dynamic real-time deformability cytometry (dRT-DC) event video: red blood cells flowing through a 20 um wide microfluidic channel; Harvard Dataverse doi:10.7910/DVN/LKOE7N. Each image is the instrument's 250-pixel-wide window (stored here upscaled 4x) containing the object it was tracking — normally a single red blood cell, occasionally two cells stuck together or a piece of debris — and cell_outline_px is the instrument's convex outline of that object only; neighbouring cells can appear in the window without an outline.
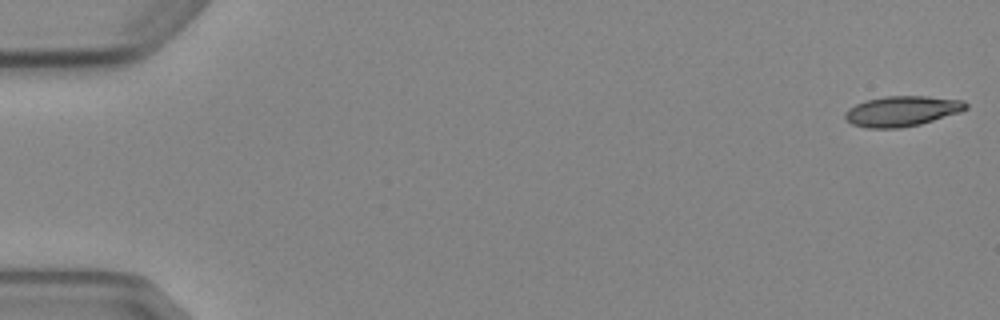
{"species": "Egyptian fruit bat (a non-hibernating species)", "species_latin": "Rousettus aegyptiacus", "temperature_condition": "cold", "stored_images_in_passage": 7, "camera_frame_rate_fps": 3000, "um_per_image_px": 0.085, "animal": {"sex": "female"}, "frame": {"image": 1, "passage_image": 1, "time_ms": 0.0, "image_size_px": [1000, 320], "cell_outline_px": [[968, 108], [960, 112], [920, 124], [900, 128], [868, 128], [852, 124], [844, 116], [844, 112], [848, 108], [856, 104], [868, 100], [888, 96], [928, 96], [964, 100], [968, 104]], "centroid_in_image_um": [76.69, 9.44], "position_along_channel_um": 8.3, "area_um2": 21.27}}
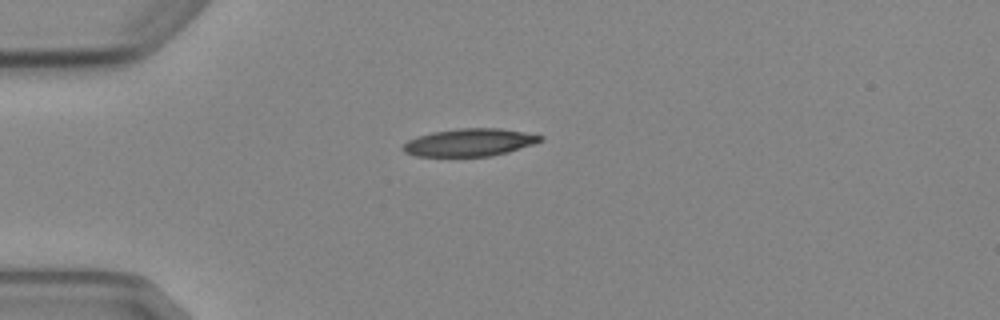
{"frame": {"image": 2, "passage_image": 4, "time_ms": 4.333, "image_size_px": [1000, 320], "cell_outline_px": [[544, 136], [540, 140], [532, 144], [508, 152], [492, 156], [416, 156], [404, 152], [400, 148], [408, 140], [416, 136], [432, 132], [456, 128], [500, 128], [524, 132]], "centroid_in_image_um": [39.86, 12.1], "position_along_channel_um": 45.1, "area_um2": 22.08}}
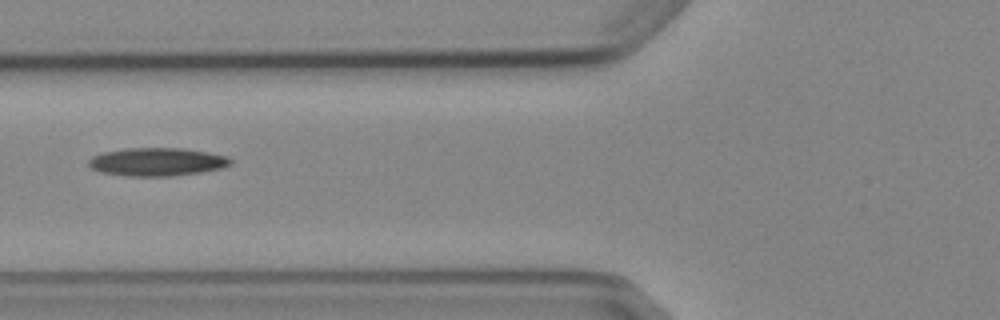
{"frame": {"image": 3, "passage_image": 6, "time_ms": 6.667, "image_size_px": [1000, 320], "cell_outline_px": [[232, 164], [220, 168], [200, 172], [172, 176], [128, 176], [100, 172], [92, 168], [88, 164], [88, 160], [92, 156], [104, 152], [124, 148], [184, 148], [208, 152], [228, 156], [232, 160]], "centroid_in_image_um": [13.35, 13.75], "position_along_channel_um": 112.5, "area_um2": 23.35}}